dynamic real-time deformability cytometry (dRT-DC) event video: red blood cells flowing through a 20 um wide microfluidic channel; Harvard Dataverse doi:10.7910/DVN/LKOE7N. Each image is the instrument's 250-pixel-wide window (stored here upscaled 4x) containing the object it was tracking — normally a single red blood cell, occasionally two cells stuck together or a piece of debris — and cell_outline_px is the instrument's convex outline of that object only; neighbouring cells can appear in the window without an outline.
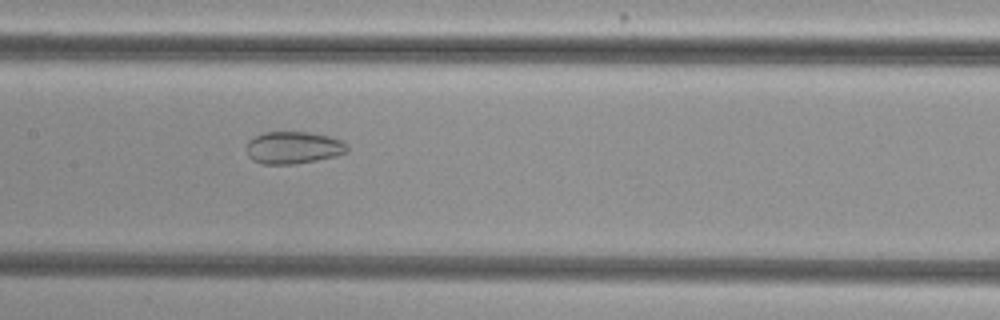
{"species": "common noctule bat (a hibernating species)", "species_latin": "Nyctalus noctula", "temperature_condition": "cold", "stored_images_in_passage": 56, "camera_frame_rate_fps": 3000, "um_per_image_px": 0.085, "animal": {"sex": "female", "body_mass_g": 29.2, "forearm_length_mm": 56.3}, "frame": {"image": 1, "passage_image": 28, "time_ms": 9.0, "image_size_px": [1000, 320], "cell_outline_px": [[348, 148], [344, 152], [336, 156], [296, 164], [260, 164], [252, 160], [248, 156], [248, 140], [264, 132], [308, 132], [328, 136], [340, 140], [348, 144]], "centroid_in_image_um": [24.92, 12.55], "position_along_channel_um": 182.5, "area_um2": 18.84}}
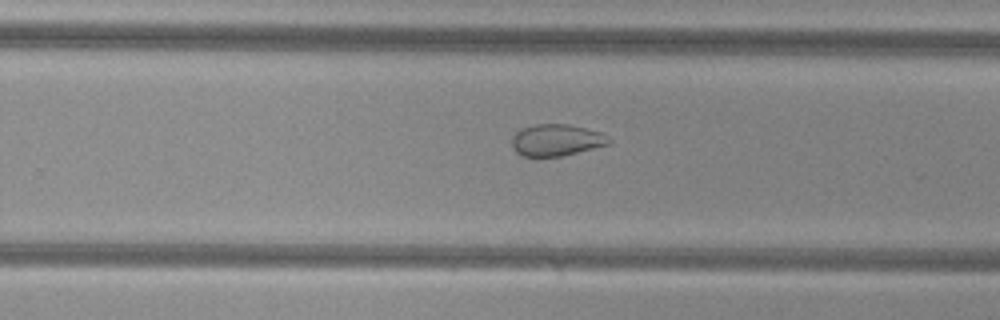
{"frame": {"image": 2, "passage_image": 36, "time_ms": 11.667, "image_size_px": [1000, 320], "cell_outline_px": [[612, 140], [608, 144], [560, 156], [520, 156], [512, 148], [512, 136], [520, 128], [536, 124], [568, 124], [600, 132], [608, 136]], "centroid_in_image_um": [47.24, 11.9], "position_along_channel_um": 282.6, "area_um2": 17.8}}
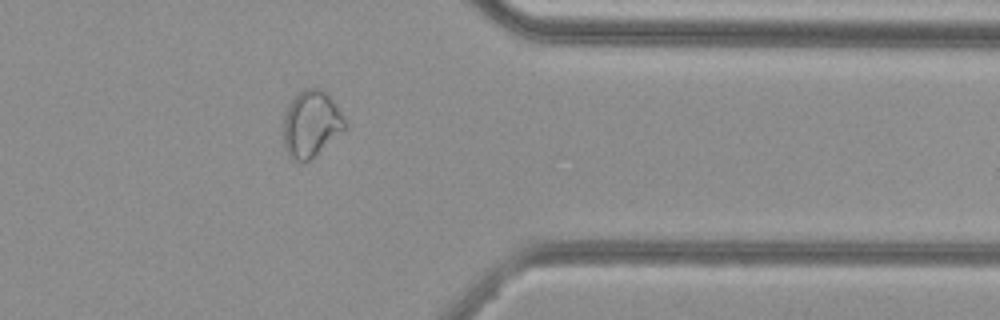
{"frame": {"image": 3, "passage_image": 45, "time_ms": 14.667, "image_size_px": [1000, 320], "cell_outline_px": [[348, 128], [312, 160], [304, 164], [292, 160], [288, 156], [284, 144], [284, 116], [292, 100], [304, 88], [320, 88], [328, 92], [336, 104], [348, 124]], "centroid_in_image_um": [26.5, 10.58], "position_along_channel_um": 384.9, "area_um2": 24.45}}